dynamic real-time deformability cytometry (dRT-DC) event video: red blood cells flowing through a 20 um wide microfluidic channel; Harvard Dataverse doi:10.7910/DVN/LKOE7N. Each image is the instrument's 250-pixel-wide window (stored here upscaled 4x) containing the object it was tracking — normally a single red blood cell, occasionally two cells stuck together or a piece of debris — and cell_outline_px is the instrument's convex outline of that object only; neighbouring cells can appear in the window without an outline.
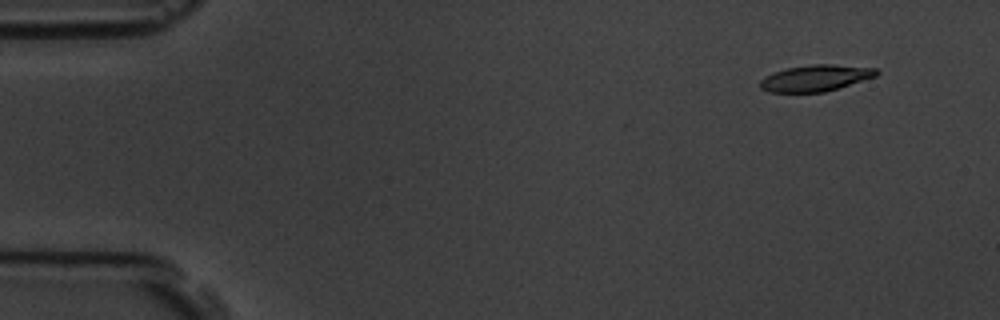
{"species": "common noctule bat (a hibernating species)", "species_latin": "Nyctalus noctula", "temperature_condition": "room temperature", "stored_images_in_passage": 5, "camera_frame_rate_fps": 3000, "um_per_image_px": 0.085, "animal": {"sex": "male", "body_mass_g": 19.5, "forearm_length_mm": 54.6}, "frame": {"image": 1, "passage_image": 2, "time_ms": 1.0, "image_size_px": [1000, 320], "cell_outline_px": [[880, 72], [876, 76], [824, 92], [772, 92], [760, 88], [760, 80], [764, 76], [788, 68], [812, 64], [832, 64], [876, 68]], "centroid_in_image_um": [69.33, 6.63], "position_along_channel_um": 15.7, "area_um2": 17.63}}
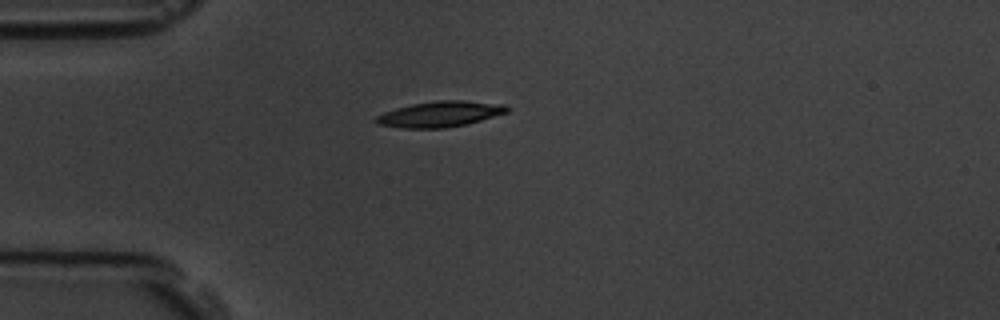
{"frame": {"image": 2, "passage_image": 5, "time_ms": 4.333, "image_size_px": [1000, 320], "cell_outline_px": [[512, 108], [508, 112], [480, 120], [464, 124], [444, 128], [404, 128], [376, 124], [372, 120], [376, 116], [384, 112], [396, 108], [412, 104], [436, 100], [464, 100], [504, 104]], "centroid_in_image_um": [37.39, 9.69], "position_along_channel_um": 47.6, "area_um2": 19.65}}